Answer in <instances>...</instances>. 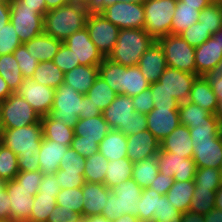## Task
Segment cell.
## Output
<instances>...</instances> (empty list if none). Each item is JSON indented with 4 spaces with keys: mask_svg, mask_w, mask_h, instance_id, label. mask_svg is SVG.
<instances>
[{
    "mask_svg": "<svg viewBox=\"0 0 222 222\" xmlns=\"http://www.w3.org/2000/svg\"><path fill=\"white\" fill-rule=\"evenodd\" d=\"M90 11L75 2L49 10L44 15V33L63 42L74 32L86 27Z\"/></svg>",
    "mask_w": 222,
    "mask_h": 222,
    "instance_id": "cell-1",
    "label": "cell"
},
{
    "mask_svg": "<svg viewBox=\"0 0 222 222\" xmlns=\"http://www.w3.org/2000/svg\"><path fill=\"white\" fill-rule=\"evenodd\" d=\"M154 41L144 29H120L117 42L107 58L126 67L136 66Z\"/></svg>",
    "mask_w": 222,
    "mask_h": 222,
    "instance_id": "cell-2",
    "label": "cell"
},
{
    "mask_svg": "<svg viewBox=\"0 0 222 222\" xmlns=\"http://www.w3.org/2000/svg\"><path fill=\"white\" fill-rule=\"evenodd\" d=\"M111 191L101 215L111 221L125 214L138 216V199L143 189L132 178L119 183Z\"/></svg>",
    "mask_w": 222,
    "mask_h": 222,
    "instance_id": "cell-3",
    "label": "cell"
},
{
    "mask_svg": "<svg viewBox=\"0 0 222 222\" xmlns=\"http://www.w3.org/2000/svg\"><path fill=\"white\" fill-rule=\"evenodd\" d=\"M43 140L41 121L21 128L4 129L1 143L19 157L34 156L39 153Z\"/></svg>",
    "mask_w": 222,
    "mask_h": 222,
    "instance_id": "cell-4",
    "label": "cell"
},
{
    "mask_svg": "<svg viewBox=\"0 0 222 222\" xmlns=\"http://www.w3.org/2000/svg\"><path fill=\"white\" fill-rule=\"evenodd\" d=\"M144 30L157 40L171 34L177 0H147L144 4Z\"/></svg>",
    "mask_w": 222,
    "mask_h": 222,
    "instance_id": "cell-5",
    "label": "cell"
},
{
    "mask_svg": "<svg viewBox=\"0 0 222 222\" xmlns=\"http://www.w3.org/2000/svg\"><path fill=\"white\" fill-rule=\"evenodd\" d=\"M3 129L21 128L41 121V116L17 92L0 102Z\"/></svg>",
    "mask_w": 222,
    "mask_h": 222,
    "instance_id": "cell-6",
    "label": "cell"
},
{
    "mask_svg": "<svg viewBox=\"0 0 222 222\" xmlns=\"http://www.w3.org/2000/svg\"><path fill=\"white\" fill-rule=\"evenodd\" d=\"M156 41L162 48L168 67L196 74L195 48L180 35L169 34Z\"/></svg>",
    "mask_w": 222,
    "mask_h": 222,
    "instance_id": "cell-7",
    "label": "cell"
},
{
    "mask_svg": "<svg viewBox=\"0 0 222 222\" xmlns=\"http://www.w3.org/2000/svg\"><path fill=\"white\" fill-rule=\"evenodd\" d=\"M84 95L63 83L55 89L53 105L48 115L54 120H64L66 126L74 128L79 121Z\"/></svg>",
    "mask_w": 222,
    "mask_h": 222,
    "instance_id": "cell-8",
    "label": "cell"
},
{
    "mask_svg": "<svg viewBox=\"0 0 222 222\" xmlns=\"http://www.w3.org/2000/svg\"><path fill=\"white\" fill-rule=\"evenodd\" d=\"M10 22L22 43L44 33V16L36 9L22 7L19 0H9Z\"/></svg>",
    "mask_w": 222,
    "mask_h": 222,
    "instance_id": "cell-9",
    "label": "cell"
},
{
    "mask_svg": "<svg viewBox=\"0 0 222 222\" xmlns=\"http://www.w3.org/2000/svg\"><path fill=\"white\" fill-rule=\"evenodd\" d=\"M86 28L96 48L104 57H108L117 42L120 29L94 10L87 17Z\"/></svg>",
    "mask_w": 222,
    "mask_h": 222,
    "instance_id": "cell-10",
    "label": "cell"
},
{
    "mask_svg": "<svg viewBox=\"0 0 222 222\" xmlns=\"http://www.w3.org/2000/svg\"><path fill=\"white\" fill-rule=\"evenodd\" d=\"M99 12L106 20L116 25L119 29H144V5L121 1L106 6Z\"/></svg>",
    "mask_w": 222,
    "mask_h": 222,
    "instance_id": "cell-11",
    "label": "cell"
},
{
    "mask_svg": "<svg viewBox=\"0 0 222 222\" xmlns=\"http://www.w3.org/2000/svg\"><path fill=\"white\" fill-rule=\"evenodd\" d=\"M158 170L175 181L194 180L197 166L193 158H183L176 153L159 150L156 154Z\"/></svg>",
    "mask_w": 222,
    "mask_h": 222,
    "instance_id": "cell-12",
    "label": "cell"
},
{
    "mask_svg": "<svg viewBox=\"0 0 222 222\" xmlns=\"http://www.w3.org/2000/svg\"><path fill=\"white\" fill-rule=\"evenodd\" d=\"M5 189L10 199L11 222H27L30 219L34 196L38 190H28L15 179L6 181Z\"/></svg>",
    "mask_w": 222,
    "mask_h": 222,
    "instance_id": "cell-13",
    "label": "cell"
},
{
    "mask_svg": "<svg viewBox=\"0 0 222 222\" xmlns=\"http://www.w3.org/2000/svg\"><path fill=\"white\" fill-rule=\"evenodd\" d=\"M63 44L74 52L76 61H79L80 65H100L105 58L91 41L86 27L74 32L65 41H63Z\"/></svg>",
    "mask_w": 222,
    "mask_h": 222,
    "instance_id": "cell-14",
    "label": "cell"
},
{
    "mask_svg": "<svg viewBox=\"0 0 222 222\" xmlns=\"http://www.w3.org/2000/svg\"><path fill=\"white\" fill-rule=\"evenodd\" d=\"M198 77L196 74L180 71L167 67L158 82L166 92L172 95L179 103L189 100L193 82Z\"/></svg>",
    "mask_w": 222,
    "mask_h": 222,
    "instance_id": "cell-15",
    "label": "cell"
},
{
    "mask_svg": "<svg viewBox=\"0 0 222 222\" xmlns=\"http://www.w3.org/2000/svg\"><path fill=\"white\" fill-rule=\"evenodd\" d=\"M16 92L21 95L41 117L50 113L55 89L36 83L29 78L23 80Z\"/></svg>",
    "mask_w": 222,
    "mask_h": 222,
    "instance_id": "cell-16",
    "label": "cell"
},
{
    "mask_svg": "<svg viewBox=\"0 0 222 222\" xmlns=\"http://www.w3.org/2000/svg\"><path fill=\"white\" fill-rule=\"evenodd\" d=\"M134 112L132 97L118 94L103 110L102 115L110 129L121 131L128 136L129 121Z\"/></svg>",
    "mask_w": 222,
    "mask_h": 222,
    "instance_id": "cell-17",
    "label": "cell"
},
{
    "mask_svg": "<svg viewBox=\"0 0 222 222\" xmlns=\"http://www.w3.org/2000/svg\"><path fill=\"white\" fill-rule=\"evenodd\" d=\"M147 116V129L161 142L180 125L179 108H153Z\"/></svg>",
    "mask_w": 222,
    "mask_h": 222,
    "instance_id": "cell-18",
    "label": "cell"
},
{
    "mask_svg": "<svg viewBox=\"0 0 222 222\" xmlns=\"http://www.w3.org/2000/svg\"><path fill=\"white\" fill-rule=\"evenodd\" d=\"M160 150V142L147 129L127 136V157L133 162L156 156Z\"/></svg>",
    "mask_w": 222,
    "mask_h": 222,
    "instance_id": "cell-19",
    "label": "cell"
},
{
    "mask_svg": "<svg viewBox=\"0 0 222 222\" xmlns=\"http://www.w3.org/2000/svg\"><path fill=\"white\" fill-rule=\"evenodd\" d=\"M138 67L149 84L158 82L168 66L162 48L156 40L141 56Z\"/></svg>",
    "mask_w": 222,
    "mask_h": 222,
    "instance_id": "cell-20",
    "label": "cell"
},
{
    "mask_svg": "<svg viewBox=\"0 0 222 222\" xmlns=\"http://www.w3.org/2000/svg\"><path fill=\"white\" fill-rule=\"evenodd\" d=\"M193 160L197 168L220 169L222 163V135L214 141H193Z\"/></svg>",
    "mask_w": 222,
    "mask_h": 222,
    "instance_id": "cell-21",
    "label": "cell"
},
{
    "mask_svg": "<svg viewBox=\"0 0 222 222\" xmlns=\"http://www.w3.org/2000/svg\"><path fill=\"white\" fill-rule=\"evenodd\" d=\"M195 64L198 76L222 66V49L212 36L195 48Z\"/></svg>",
    "mask_w": 222,
    "mask_h": 222,
    "instance_id": "cell-22",
    "label": "cell"
},
{
    "mask_svg": "<svg viewBox=\"0 0 222 222\" xmlns=\"http://www.w3.org/2000/svg\"><path fill=\"white\" fill-rule=\"evenodd\" d=\"M83 211L82 215H101L106 206L108 195L112 192L105 184L86 182L82 186Z\"/></svg>",
    "mask_w": 222,
    "mask_h": 222,
    "instance_id": "cell-23",
    "label": "cell"
},
{
    "mask_svg": "<svg viewBox=\"0 0 222 222\" xmlns=\"http://www.w3.org/2000/svg\"><path fill=\"white\" fill-rule=\"evenodd\" d=\"M69 148L70 145L56 143V141L43 138L39 148L40 171L44 175L56 173L59 169L61 158Z\"/></svg>",
    "mask_w": 222,
    "mask_h": 222,
    "instance_id": "cell-24",
    "label": "cell"
},
{
    "mask_svg": "<svg viewBox=\"0 0 222 222\" xmlns=\"http://www.w3.org/2000/svg\"><path fill=\"white\" fill-rule=\"evenodd\" d=\"M193 146L189 128L181 124L160 142V150L176 153L183 158L193 157Z\"/></svg>",
    "mask_w": 222,
    "mask_h": 222,
    "instance_id": "cell-25",
    "label": "cell"
},
{
    "mask_svg": "<svg viewBox=\"0 0 222 222\" xmlns=\"http://www.w3.org/2000/svg\"><path fill=\"white\" fill-rule=\"evenodd\" d=\"M110 130L103 115L86 119L79 118V121L73 128L74 136H81V140L95 141L98 144H100Z\"/></svg>",
    "mask_w": 222,
    "mask_h": 222,
    "instance_id": "cell-26",
    "label": "cell"
},
{
    "mask_svg": "<svg viewBox=\"0 0 222 222\" xmlns=\"http://www.w3.org/2000/svg\"><path fill=\"white\" fill-rule=\"evenodd\" d=\"M99 76V65H78L64 73V84L70 85L77 92L86 94Z\"/></svg>",
    "mask_w": 222,
    "mask_h": 222,
    "instance_id": "cell-27",
    "label": "cell"
},
{
    "mask_svg": "<svg viewBox=\"0 0 222 222\" xmlns=\"http://www.w3.org/2000/svg\"><path fill=\"white\" fill-rule=\"evenodd\" d=\"M63 42L45 33L24 42L29 54L39 62L52 61Z\"/></svg>",
    "mask_w": 222,
    "mask_h": 222,
    "instance_id": "cell-28",
    "label": "cell"
},
{
    "mask_svg": "<svg viewBox=\"0 0 222 222\" xmlns=\"http://www.w3.org/2000/svg\"><path fill=\"white\" fill-rule=\"evenodd\" d=\"M99 153L108 161L127 157V136L111 129L99 144Z\"/></svg>",
    "mask_w": 222,
    "mask_h": 222,
    "instance_id": "cell-29",
    "label": "cell"
},
{
    "mask_svg": "<svg viewBox=\"0 0 222 222\" xmlns=\"http://www.w3.org/2000/svg\"><path fill=\"white\" fill-rule=\"evenodd\" d=\"M188 101L200 106L211 114H214L217 107L216 95L203 76H198L193 82Z\"/></svg>",
    "mask_w": 222,
    "mask_h": 222,
    "instance_id": "cell-30",
    "label": "cell"
},
{
    "mask_svg": "<svg viewBox=\"0 0 222 222\" xmlns=\"http://www.w3.org/2000/svg\"><path fill=\"white\" fill-rule=\"evenodd\" d=\"M43 138L64 145H71L74 137L73 128L66 126L64 120H54L49 115L41 117Z\"/></svg>",
    "mask_w": 222,
    "mask_h": 222,
    "instance_id": "cell-31",
    "label": "cell"
},
{
    "mask_svg": "<svg viewBox=\"0 0 222 222\" xmlns=\"http://www.w3.org/2000/svg\"><path fill=\"white\" fill-rule=\"evenodd\" d=\"M194 190V180L174 181V184L165 195L169 202H171L179 212L183 213L189 210Z\"/></svg>",
    "mask_w": 222,
    "mask_h": 222,
    "instance_id": "cell-32",
    "label": "cell"
},
{
    "mask_svg": "<svg viewBox=\"0 0 222 222\" xmlns=\"http://www.w3.org/2000/svg\"><path fill=\"white\" fill-rule=\"evenodd\" d=\"M200 6L186 5L181 0H177L176 9L172 19L171 34L179 35L189 26L198 21Z\"/></svg>",
    "mask_w": 222,
    "mask_h": 222,
    "instance_id": "cell-33",
    "label": "cell"
},
{
    "mask_svg": "<svg viewBox=\"0 0 222 222\" xmlns=\"http://www.w3.org/2000/svg\"><path fill=\"white\" fill-rule=\"evenodd\" d=\"M99 76L119 95H124V66L107 57L99 65Z\"/></svg>",
    "mask_w": 222,
    "mask_h": 222,
    "instance_id": "cell-34",
    "label": "cell"
},
{
    "mask_svg": "<svg viewBox=\"0 0 222 222\" xmlns=\"http://www.w3.org/2000/svg\"><path fill=\"white\" fill-rule=\"evenodd\" d=\"M30 79L41 85L57 89L63 84L64 73L53 61H44L38 63Z\"/></svg>",
    "mask_w": 222,
    "mask_h": 222,
    "instance_id": "cell-35",
    "label": "cell"
},
{
    "mask_svg": "<svg viewBox=\"0 0 222 222\" xmlns=\"http://www.w3.org/2000/svg\"><path fill=\"white\" fill-rule=\"evenodd\" d=\"M133 165L128 157L109 161L104 184L111 190L119 183L132 178Z\"/></svg>",
    "mask_w": 222,
    "mask_h": 222,
    "instance_id": "cell-36",
    "label": "cell"
},
{
    "mask_svg": "<svg viewBox=\"0 0 222 222\" xmlns=\"http://www.w3.org/2000/svg\"><path fill=\"white\" fill-rule=\"evenodd\" d=\"M221 124L218 118L211 114L206 122L189 125L190 138L192 141H214L221 135Z\"/></svg>",
    "mask_w": 222,
    "mask_h": 222,
    "instance_id": "cell-37",
    "label": "cell"
},
{
    "mask_svg": "<svg viewBox=\"0 0 222 222\" xmlns=\"http://www.w3.org/2000/svg\"><path fill=\"white\" fill-rule=\"evenodd\" d=\"M0 76L13 92L22 84L24 77L13 53L0 56Z\"/></svg>",
    "mask_w": 222,
    "mask_h": 222,
    "instance_id": "cell-38",
    "label": "cell"
},
{
    "mask_svg": "<svg viewBox=\"0 0 222 222\" xmlns=\"http://www.w3.org/2000/svg\"><path fill=\"white\" fill-rule=\"evenodd\" d=\"M159 173L156 156L134 163L132 179L142 188H148Z\"/></svg>",
    "mask_w": 222,
    "mask_h": 222,
    "instance_id": "cell-39",
    "label": "cell"
},
{
    "mask_svg": "<svg viewBox=\"0 0 222 222\" xmlns=\"http://www.w3.org/2000/svg\"><path fill=\"white\" fill-rule=\"evenodd\" d=\"M108 160L99 153L85 158L84 180L90 183L104 184Z\"/></svg>",
    "mask_w": 222,
    "mask_h": 222,
    "instance_id": "cell-40",
    "label": "cell"
},
{
    "mask_svg": "<svg viewBox=\"0 0 222 222\" xmlns=\"http://www.w3.org/2000/svg\"><path fill=\"white\" fill-rule=\"evenodd\" d=\"M86 95L88 96L89 101L103 112L118 94L115 93L100 76H98Z\"/></svg>",
    "mask_w": 222,
    "mask_h": 222,
    "instance_id": "cell-41",
    "label": "cell"
},
{
    "mask_svg": "<svg viewBox=\"0 0 222 222\" xmlns=\"http://www.w3.org/2000/svg\"><path fill=\"white\" fill-rule=\"evenodd\" d=\"M150 84L144 78L138 65L124 66V95L136 96L147 90Z\"/></svg>",
    "mask_w": 222,
    "mask_h": 222,
    "instance_id": "cell-42",
    "label": "cell"
},
{
    "mask_svg": "<svg viewBox=\"0 0 222 222\" xmlns=\"http://www.w3.org/2000/svg\"><path fill=\"white\" fill-rule=\"evenodd\" d=\"M162 195L150 187L143 189L138 199V218L141 222H152L154 211L158 209V198Z\"/></svg>",
    "mask_w": 222,
    "mask_h": 222,
    "instance_id": "cell-43",
    "label": "cell"
},
{
    "mask_svg": "<svg viewBox=\"0 0 222 222\" xmlns=\"http://www.w3.org/2000/svg\"><path fill=\"white\" fill-rule=\"evenodd\" d=\"M56 196L53 194H36L31 216L27 222H47L48 216L56 206Z\"/></svg>",
    "mask_w": 222,
    "mask_h": 222,
    "instance_id": "cell-44",
    "label": "cell"
},
{
    "mask_svg": "<svg viewBox=\"0 0 222 222\" xmlns=\"http://www.w3.org/2000/svg\"><path fill=\"white\" fill-rule=\"evenodd\" d=\"M18 173V156L0 142V179L14 180Z\"/></svg>",
    "mask_w": 222,
    "mask_h": 222,
    "instance_id": "cell-45",
    "label": "cell"
},
{
    "mask_svg": "<svg viewBox=\"0 0 222 222\" xmlns=\"http://www.w3.org/2000/svg\"><path fill=\"white\" fill-rule=\"evenodd\" d=\"M215 194L216 190L197 188L195 186L189 211L201 213L203 215L207 214L215 208Z\"/></svg>",
    "mask_w": 222,
    "mask_h": 222,
    "instance_id": "cell-46",
    "label": "cell"
},
{
    "mask_svg": "<svg viewBox=\"0 0 222 222\" xmlns=\"http://www.w3.org/2000/svg\"><path fill=\"white\" fill-rule=\"evenodd\" d=\"M83 191L80 188L61 189L56 196V204L66 207L67 210L74 211L82 215L83 211Z\"/></svg>",
    "mask_w": 222,
    "mask_h": 222,
    "instance_id": "cell-47",
    "label": "cell"
},
{
    "mask_svg": "<svg viewBox=\"0 0 222 222\" xmlns=\"http://www.w3.org/2000/svg\"><path fill=\"white\" fill-rule=\"evenodd\" d=\"M194 183L197 188L217 190L222 185L221 170L210 167L197 168Z\"/></svg>",
    "mask_w": 222,
    "mask_h": 222,
    "instance_id": "cell-48",
    "label": "cell"
},
{
    "mask_svg": "<svg viewBox=\"0 0 222 222\" xmlns=\"http://www.w3.org/2000/svg\"><path fill=\"white\" fill-rule=\"evenodd\" d=\"M180 124L189 127L190 124L206 122L211 115L207 110L189 101L179 104Z\"/></svg>",
    "mask_w": 222,
    "mask_h": 222,
    "instance_id": "cell-49",
    "label": "cell"
},
{
    "mask_svg": "<svg viewBox=\"0 0 222 222\" xmlns=\"http://www.w3.org/2000/svg\"><path fill=\"white\" fill-rule=\"evenodd\" d=\"M198 21L214 34L222 28V5L210 3L199 14Z\"/></svg>",
    "mask_w": 222,
    "mask_h": 222,
    "instance_id": "cell-50",
    "label": "cell"
},
{
    "mask_svg": "<svg viewBox=\"0 0 222 222\" xmlns=\"http://www.w3.org/2000/svg\"><path fill=\"white\" fill-rule=\"evenodd\" d=\"M182 213L169 202L166 195L158 198V209L154 211L152 222H181Z\"/></svg>",
    "mask_w": 222,
    "mask_h": 222,
    "instance_id": "cell-51",
    "label": "cell"
},
{
    "mask_svg": "<svg viewBox=\"0 0 222 222\" xmlns=\"http://www.w3.org/2000/svg\"><path fill=\"white\" fill-rule=\"evenodd\" d=\"M13 54L18 62V66L21 69L24 79L31 78L39 61L33 57L32 54H29V51L23 43L14 50Z\"/></svg>",
    "mask_w": 222,
    "mask_h": 222,
    "instance_id": "cell-52",
    "label": "cell"
},
{
    "mask_svg": "<svg viewBox=\"0 0 222 222\" xmlns=\"http://www.w3.org/2000/svg\"><path fill=\"white\" fill-rule=\"evenodd\" d=\"M22 42L16 34L15 28L11 22H8L0 30V56L12 54Z\"/></svg>",
    "mask_w": 222,
    "mask_h": 222,
    "instance_id": "cell-53",
    "label": "cell"
},
{
    "mask_svg": "<svg viewBox=\"0 0 222 222\" xmlns=\"http://www.w3.org/2000/svg\"><path fill=\"white\" fill-rule=\"evenodd\" d=\"M188 44L194 48L200 46L203 42L209 39L212 35L210 30H207L202 23L197 21L189 26L185 31L179 34Z\"/></svg>",
    "mask_w": 222,
    "mask_h": 222,
    "instance_id": "cell-54",
    "label": "cell"
},
{
    "mask_svg": "<svg viewBox=\"0 0 222 222\" xmlns=\"http://www.w3.org/2000/svg\"><path fill=\"white\" fill-rule=\"evenodd\" d=\"M153 97L154 108H179V102L160 87L159 82L151 83L149 86Z\"/></svg>",
    "mask_w": 222,
    "mask_h": 222,
    "instance_id": "cell-55",
    "label": "cell"
},
{
    "mask_svg": "<svg viewBox=\"0 0 222 222\" xmlns=\"http://www.w3.org/2000/svg\"><path fill=\"white\" fill-rule=\"evenodd\" d=\"M52 61L61 69L63 73L71 71L73 68L80 65V62L76 61L74 52L63 43Z\"/></svg>",
    "mask_w": 222,
    "mask_h": 222,
    "instance_id": "cell-56",
    "label": "cell"
},
{
    "mask_svg": "<svg viewBox=\"0 0 222 222\" xmlns=\"http://www.w3.org/2000/svg\"><path fill=\"white\" fill-rule=\"evenodd\" d=\"M85 158L72 149H68L66 154L61 158L59 169L66 172H84Z\"/></svg>",
    "mask_w": 222,
    "mask_h": 222,
    "instance_id": "cell-57",
    "label": "cell"
},
{
    "mask_svg": "<svg viewBox=\"0 0 222 222\" xmlns=\"http://www.w3.org/2000/svg\"><path fill=\"white\" fill-rule=\"evenodd\" d=\"M56 177L61 189L80 188L84 185V172H66L57 170Z\"/></svg>",
    "mask_w": 222,
    "mask_h": 222,
    "instance_id": "cell-58",
    "label": "cell"
},
{
    "mask_svg": "<svg viewBox=\"0 0 222 222\" xmlns=\"http://www.w3.org/2000/svg\"><path fill=\"white\" fill-rule=\"evenodd\" d=\"M43 173L39 171H19L15 180L28 190H38L43 178Z\"/></svg>",
    "mask_w": 222,
    "mask_h": 222,
    "instance_id": "cell-59",
    "label": "cell"
},
{
    "mask_svg": "<svg viewBox=\"0 0 222 222\" xmlns=\"http://www.w3.org/2000/svg\"><path fill=\"white\" fill-rule=\"evenodd\" d=\"M70 147L84 158L99 151V144L97 142L81 140V136H74Z\"/></svg>",
    "mask_w": 222,
    "mask_h": 222,
    "instance_id": "cell-60",
    "label": "cell"
},
{
    "mask_svg": "<svg viewBox=\"0 0 222 222\" xmlns=\"http://www.w3.org/2000/svg\"><path fill=\"white\" fill-rule=\"evenodd\" d=\"M153 97L150 88L141 92L139 95L133 96V107L135 112L148 114L154 108Z\"/></svg>",
    "mask_w": 222,
    "mask_h": 222,
    "instance_id": "cell-61",
    "label": "cell"
},
{
    "mask_svg": "<svg viewBox=\"0 0 222 222\" xmlns=\"http://www.w3.org/2000/svg\"><path fill=\"white\" fill-rule=\"evenodd\" d=\"M80 215L81 214L74 211L67 210L66 207L56 204L48 216L47 222H76Z\"/></svg>",
    "mask_w": 222,
    "mask_h": 222,
    "instance_id": "cell-62",
    "label": "cell"
},
{
    "mask_svg": "<svg viewBox=\"0 0 222 222\" xmlns=\"http://www.w3.org/2000/svg\"><path fill=\"white\" fill-rule=\"evenodd\" d=\"M61 191L56 174L43 175L37 194L58 195Z\"/></svg>",
    "mask_w": 222,
    "mask_h": 222,
    "instance_id": "cell-63",
    "label": "cell"
},
{
    "mask_svg": "<svg viewBox=\"0 0 222 222\" xmlns=\"http://www.w3.org/2000/svg\"><path fill=\"white\" fill-rule=\"evenodd\" d=\"M203 77L215 95H222V66L209 70Z\"/></svg>",
    "mask_w": 222,
    "mask_h": 222,
    "instance_id": "cell-64",
    "label": "cell"
},
{
    "mask_svg": "<svg viewBox=\"0 0 222 222\" xmlns=\"http://www.w3.org/2000/svg\"><path fill=\"white\" fill-rule=\"evenodd\" d=\"M174 178L166 174L158 173L155 180L150 184V188L161 195H165L174 184Z\"/></svg>",
    "mask_w": 222,
    "mask_h": 222,
    "instance_id": "cell-65",
    "label": "cell"
},
{
    "mask_svg": "<svg viewBox=\"0 0 222 222\" xmlns=\"http://www.w3.org/2000/svg\"><path fill=\"white\" fill-rule=\"evenodd\" d=\"M147 130V116L139 112H134L129 121L128 136Z\"/></svg>",
    "mask_w": 222,
    "mask_h": 222,
    "instance_id": "cell-66",
    "label": "cell"
},
{
    "mask_svg": "<svg viewBox=\"0 0 222 222\" xmlns=\"http://www.w3.org/2000/svg\"><path fill=\"white\" fill-rule=\"evenodd\" d=\"M0 221L11 222L10 199L5 187L0 190Z\"/></svg>",
    "mask_w": 222,
    "mask_h": 222,
    "instance_id": "cell-67",
    "label": "cell"
},
{
    "mask_svg": "<svg viewBox=\"0 0 222 222\" xmlns=\"http://www.w3.org/2000/svg\"><path fill=\"white\" fill-rule=\"evenodd\" d=\"M18 168L19 171H39V153L34 156L29 157H19L18 158Z\"/></svg>",
    "mask_w": 222,
    "mask_h": 222,
    "instance_id": "cell-68",
    "label": "cell"
},
{
    "mask_svg": "<svg viewBox=\"0 0 222 222\" xmlns=\"http://www.w3.org/2000/svg\"><path fill=\"white\" fill-rule=\"evenodd\" d=\"M99 115H102V111L95 107L91 101H89L88 96L85 94L82 99V111L79 114V118L86 119Z\"/></svg>",
    "mask_w": 222,
    "mask_h": 222,
    "instance_id": "cell-69",
    "label": "cell"
},
{
    "mask_svg": "<svg viewBox=\"0 0 222 222\" xmlns=\"http://www.w3.org/2000/svg\"><path fill=\"white\" fill-rule=\"evenodd\" d=\"M19 1L22 2V7H29L36 9V12H38L43 16L48 11L45 0H19Z\"/></svg>",
    "mask_w": 222,
    "mask_h": 222,
    "instance_id": "cell-70",
    "label": "cell"
},
{
    "mask_svg": "<svg viewBox=\"0 0 222 222\" xmlns=\"http://www.w3.org/2000/svg\"><path fill=\"white\" fill-rule=\"evenodd\" d=\"M10 22L9 0H0V30Z\"/></svg>",
    "mask_w": 222,
    "mask_h": 222,
    "instance_id": "cell-71",
    "label": "cell"
},
{
    "mask_svg": "<svg viewBox=\"0 0 222 222\" xmlns=\"http://www.w3.org/2000/svg\"><path fill=\"white\" fill-rule=\"evenodd\" d=\"M181 222H204V215L193 211H185L182 213Z\"/></svg>",
    "mask_w": 222,
    "mask_h": 222,
    "instance_id": "cell-72",
    "label": "cell"
},
{
    "mask_svg": "<svg viewBox=\"0 0 222 222\" xmlns=\"http://www.w3.org/2000/svg\"><path fill=\"white\" fill-rule=\"evenodd\" d=\"M204 222H222V210L212 209L204 215Z\"/></svg>",
    "mask_w": 222,
    "mask_h": 222,
    "instance_id": "cell-73",
    "label": "cell"
},
{
    "mask_svg": "<svg viewBox=\"0 0 222 222\" xmlns=\"http://www.w3.org/2000/svg\"><path fill=\"white\" fill-rule=\"evenodd\" d=\"M12 93L6 81L0 76V102L6 100Z\"/></svg>",
    "mask_w": 222,
    "mask_h": 222,
    "instance_id": "cell-74",
    "label": "cell"
},
{
    "mask_svg": "<svg viewBox=\"0 0 222 222\" xmlns=\"http://www.w3.org/2000/svg\"><path fill=\"white\" fill-rule=\"evenodd\" d=\"M45 2H46L47 10L49 11L52 9L59 8L63 5L72 3L73 0H45Z\"/></svg>",
    "mask_w": 222,
    "mask_h": 222,
    "instance_id": "cell-75",
    "label": "cell"
},
{
    "mask_svg": "<svg viewBox=\"0 0 222 222\" xmlns=\"http://www.w3.org/2000/svg\"><path fill=\"white\" fill-rule=\"evenodd\" d=\"M186 5L190 6H200V11H202L206 6L210 4L208 0H181Z\"/></svg>",
    "mask_w": 222,
    "mask_h": 222,
    "instance_id": "cell-76",
    "label": "cell"
},
{
    "mask_svg": "<svg viewBox=\"0 0 222 222\" xmlns=\"http://www.w3.org/2000/svg\"><path fill=\"white\" fill-rule=\"evenodd\" d=\"M125 0H98L96 7L93 9L96 12H99L101 9L105 8L106 6L112 5L114 3H118Z\"/></svg>",
    "mask_w": 222,
    "mask_h": 222,
    "instance_id": "cell-77",
    "label": "cell"
},
{
    "mask_svg": "<svg viewBox=\"0 0 222 222\" xmlns=\"http://www.w3.org/2000/svg\"><path fill=\"white\" fill-rule=\"evenodd\" d=\"M112 222H141L136 215L125 214Z\"/></svg>",
    "mask_w": 222,
    "mask_h": 222,
    "instance_id": "cell-78",
    "label": "cell"
},
{
    "mask_svg": "<svg viewBox=\"0 0 222 222\" xmlns=\"http://www.w3.org/2000/svg\"><path fill=\"white\" fill-rule=\"evenodd\" d=\"M217 98V107L214 112V115L218 118L220 124L222 123V95H216Z\"/></svg>",
    "mask_w": 222,
    "mask_h": 222,
    "instance_id": "cell-79",
    "label": "cell"
},
{
    "mask_svg": "<svg viewBox=\"0 0 222 222\" xmlns=\"http://www.w3.org/2000/svg\"><path fill=\"white\" fill-rule=\"evenodd\" d=\"M215 209L222 210V185L216 190Z\"/></svg>",
    "mask_w": 222,
    "mask_h": 222,
    "instance_id": "cell-80",
    "label": "cell"
}]
</instances>
